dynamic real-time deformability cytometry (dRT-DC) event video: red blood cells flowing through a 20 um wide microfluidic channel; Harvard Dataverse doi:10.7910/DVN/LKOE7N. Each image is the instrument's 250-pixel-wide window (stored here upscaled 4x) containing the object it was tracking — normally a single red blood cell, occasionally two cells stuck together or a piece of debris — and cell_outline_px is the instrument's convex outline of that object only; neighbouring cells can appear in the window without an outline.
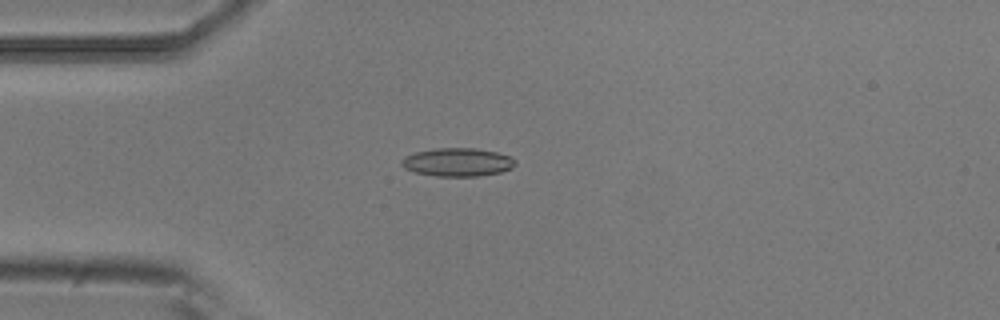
{"species": "common noctule bat (a hibernating species)", "species_latin": "Nyctalus noctula", "temperature_condition": "room temperature", "stored_images_in_passage": 8, "camera_frame_rate_fps": 3000, "um_per_image_px": 0.085, "animal": {"sex": "male", "body_mass_g": 20.5, "forearm_length_mm": 52.5}, "frame": {"image": 1, "passage_image": 4, "time_ms": 1.0, "image_size_px": [1000, 320], "cell_outline_px": [[516, 164], [512, 168], [500, 172], [480, 176], [436, 176], [416, 172], [404, 168], [400, 164], [400, 160], [404, 156], [416, 152], [436, 148], [476, 148], [496, 152], [512, 156], [516, 160]], "centroid_in_image_um": [38.9, 13.78], "position_along_channel_um": 46.1, "area_um2": 18.9}}
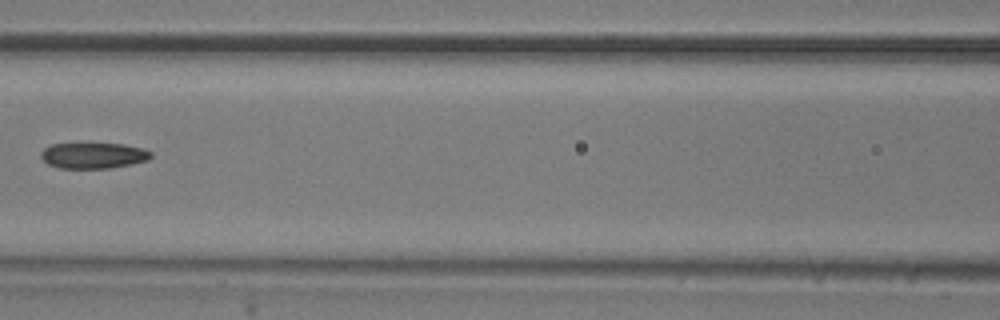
{"frame": {"image": 2, "passage_image": 7, "time_ms": 2.0, "image_size_px": [1000, 320], "cell_outline_px": [[152, 156], [148, 160], [132, 164], [112, 168], [60, 168], [48, 164], [40, 156], [40, 152], [44, 148], [52, 144], [124, 144], [144, 148], [152, 152]], "centroid_in_image_um": [7.96, 13.22], "position_along_channel_um": 158.6, "area_um2": 16.59}}
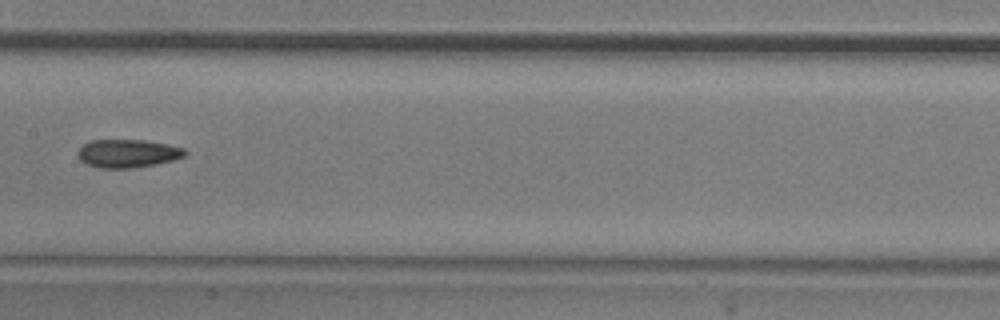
{"frame": {"image": 3, "passage_image": 8, "time_ms": 2.333, "image_size_px": [1000, 320], "cell_outline_px": [[188, 152], [184, 156], [172, 160], [156, 164], [132, 168], [100, 168], [88, 164], [80, 160], [76, 152], [84, 144], [92, 140], [144, 140], [168, 144], [184, 148]], "centroid_in_image_um": [10.86, 13.04], "position_along_channel_um": 196.5, "area_um2": 17.57}}